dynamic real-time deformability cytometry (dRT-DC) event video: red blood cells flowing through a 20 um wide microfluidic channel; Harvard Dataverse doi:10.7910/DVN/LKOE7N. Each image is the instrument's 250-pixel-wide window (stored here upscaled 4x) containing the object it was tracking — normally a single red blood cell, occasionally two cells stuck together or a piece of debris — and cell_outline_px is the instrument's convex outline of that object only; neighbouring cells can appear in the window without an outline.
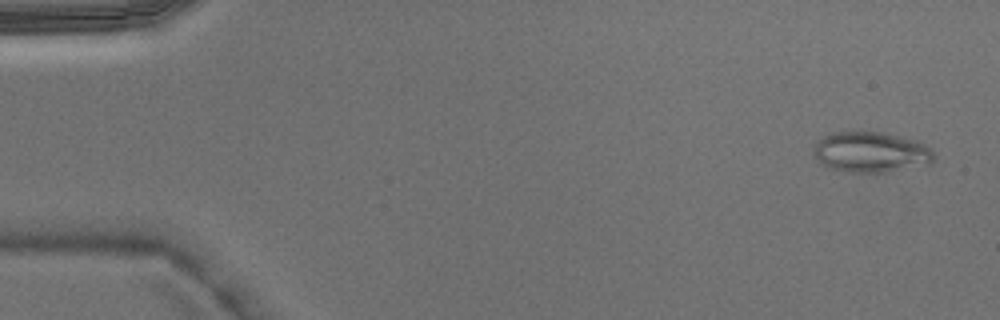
{"species": "Egyptian fruit bat (a non-hibernating species)", "species_latin": "Rousettus aegyptiacus", "temperature_condition": "warm", "stored_images_in_passage": 4, "camera_frame_rate_fps": 3000, "um_per_image_px": 0.085, "animal": {"sex": "male"}, "frame": {"image": 1, "passage_image": 1, "time_ms": 0.0, "image_size_px": [1000, 320], "cell_outline_px": [[936, 156], [932, 164], [888, 172], [844, 172], [828, 168], [820, 164], [812, 152], [816, 144], [824, 136], [836, 132], [880, 132], [900, 136], [916, 140], [924, 144]], "centroid_in_image_um": [74.04, 12.95], "position_along_channel_um": 11.0, "area_um2": 28.61}}